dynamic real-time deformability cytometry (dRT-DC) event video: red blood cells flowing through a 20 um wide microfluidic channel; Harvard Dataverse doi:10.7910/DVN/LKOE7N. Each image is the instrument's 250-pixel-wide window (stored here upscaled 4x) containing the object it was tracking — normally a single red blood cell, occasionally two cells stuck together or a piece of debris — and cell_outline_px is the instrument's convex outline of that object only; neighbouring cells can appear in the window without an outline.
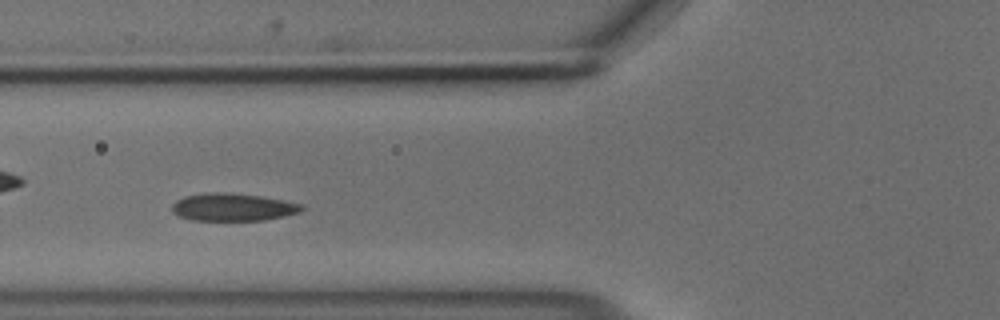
{"species": "common noctule bat (a hibernating species)", "species_latin": "Nyctalus noctula", "temperature_condition": "cold", "stored_images_in_passage": 47, "camera_frame_rate_fps": 3000, "um_per_image_px": 0.085, "animal": {"sex": "male", "body_mass_g": 18.8}, "frame": {"image": 1, "passage_image": 13, "time_ms": 4.0, "image_size_px": [1000, 320], "cell_outline_px": [[304, 208], [300, 212], [284, 216], [264, 220], [192, 220], [176, 216], [172, 212], [172, 204], [176, 200], [184, 196], [208, 192], [228, 192], [260, 196], [284, 200], [304, 204]], "centroid_in_image_um": [19.78, 17.6], "position_along_channel_um": 106.0, "area_um2": 21.1}}
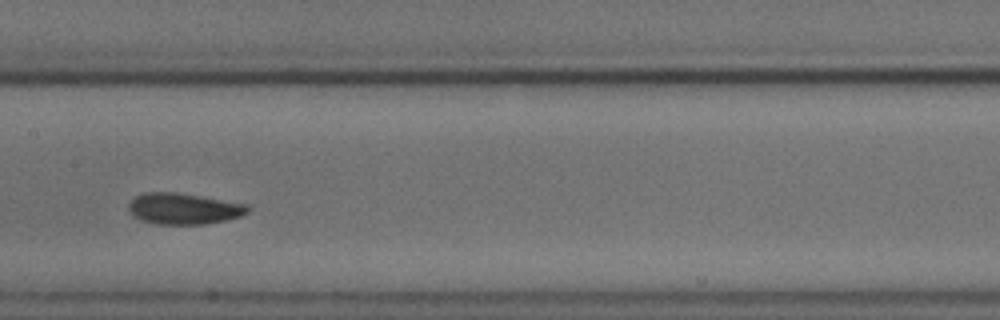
{"frame": {"image": 2, "passage_image": 20, "time_ms": 6.333, "image_size_px": [1000, 320], "cell_outline_px": [[248, 212], [240, 216], [224, 220], [204, 224], [156, 224], [140, 220], [132, 216], [128, 212], [128, 204], [136, 196], [148, 192], [176, 192], [248, 204]], "centroid_in_image_um": [15.57, 17.74], "position_along_channel_um": 191.8, "area_um2": 21.56}}
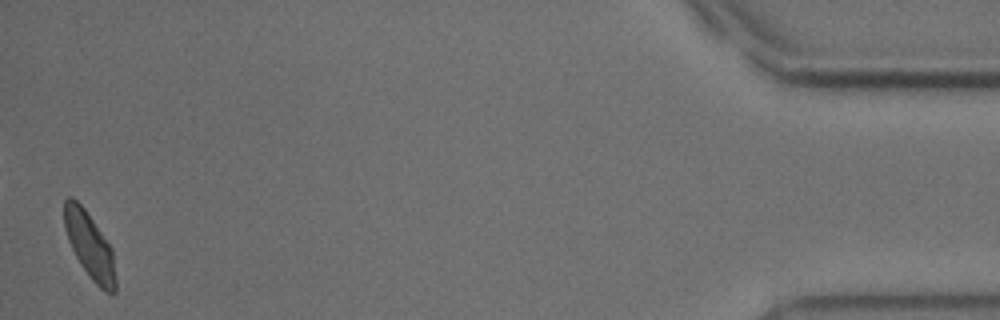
{"frame": {"image": 3, "passage_image": 46, "time_ms": 15.0, "image_size_px": [1000, 320], "cell_outline_px": [[116, 292], [104, 292], [92, 280], [80, 264], [68, 240], [64, 228], [64, 200], [68, 196], [72, 196], [84, 208], [112, 248], [116, 280]], "centroid_in_image_um": [7.61, 20.87], "position_along_channel_um": 427.6, "area_um2": 19.65}, "authors_computed_cell_mechanics": {"area_um2": 21.097, "velocity_mm_per_s": 3.6673, "shape_relaxation_time_tau1_ms": 2.7546, "shape_relaxation_time_tau2_ms": 2.1607, "deformation_change_tau1": 0.084, "deformation_change_tau2": 0.0539}}